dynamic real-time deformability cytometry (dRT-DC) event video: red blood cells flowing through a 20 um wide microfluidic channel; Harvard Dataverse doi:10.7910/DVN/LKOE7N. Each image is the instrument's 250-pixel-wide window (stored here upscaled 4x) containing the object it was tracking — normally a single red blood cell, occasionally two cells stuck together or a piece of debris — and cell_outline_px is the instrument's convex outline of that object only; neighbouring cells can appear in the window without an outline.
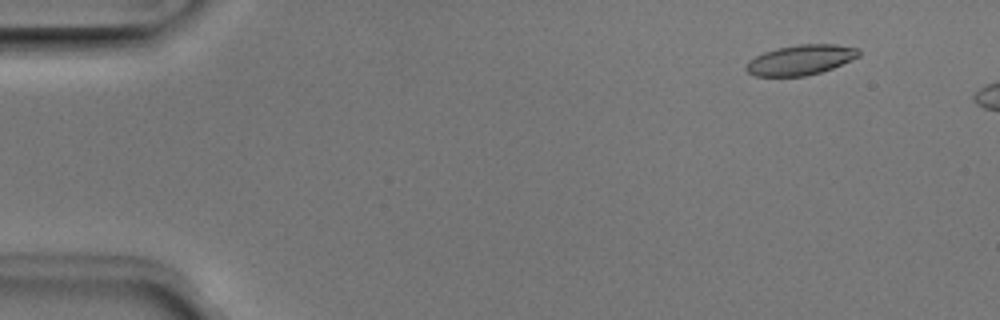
{"species": "Egyptian fruit bat (a non-hibernating species)", "species_latin": "Rousettus aegyptiacus", "temperature_condition": "room temperature", "stored_images_in_passage": 10, "camera_frame_rate_fps": 3000, "um_per_image_px": 0.085, "animal": {"sex": "male"}, "frame": {"image": 1, "passage_image": 5, "time_ms": 1.333, "image_size_px": [1000, 320], "cell_outline_px": [[860, 56], [832, 68], [820, 72], [804, 76], [756, 76], [748, 72], [744, 68], [748, 60], [764, 52], [776, 48], [796, 44], [836, 44], [860, 48]], "centroid_in_image_um": [68.05, 5.08], "position_along_channel_um": 16.9, "area_um2": 19.83}}